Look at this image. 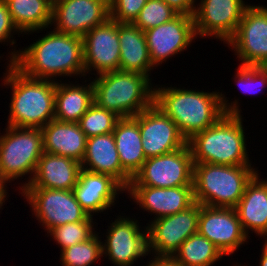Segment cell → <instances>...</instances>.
Returning a JSON list of instances; mask_svg holds the SVG:
<instances>
[{
    "label": "cell",
    "instance_id": "cell-1",
    "mask_svg": "<svg viewBox=\"0 0 267 266\" xmlns=\"http://www.w3.org/2000/svg\"><path fill=\"white\" fill-rule=\"evenodd\" d=\"M22 50L9 53V64L30 78L55 81L59 76L86 77L82 37L53 29Z\"/></svg>",
    "mask_w": 267,
    "mask_h": 266
},
{
    "label": "cell",
    "instance_id": "cell-2",
    "mask_svg": "<svg viewBox=\"0 0 267 266\" xmlns=\"http://www.w3.org/2000/svg\"><path fill=\"white\" fill-rule=\"evenodd\" d=\"M155 86L154 104L176 123L186 140L212 126L224 114L241 115L238 101L229 103L220 92Z\"/></svg>",
    "mask_w": 267,
    "mask_h": 266
},
{
    "label": "cell",
    "instance_id": "cell-3",
    "mask_svg": "<svg viewBox=\"0 0 267 266\" xmlns=\"http://www.w3.org/2000/svg\"><path fill=\"white\" fill-rule=\"evenodd\" d=\"M4 86L12 90L8 125L20 128H43L55 119L56 81L33 79L8 63Z\"/></svg>",
    "mask_w": 267,
    "mask_h": 266
},
{
    "label": "cell",
    "instance_id": "cell-4",
    "mask_svg": "<svg viewBox=\"0 0 267 266\" xmlns=\"http://www.w3.org/2000/svg\"><path fill=\"white\" fill-rule=\"evenodd\" d=\"M242 122L241 115L224 114L212 126L194 134L187 140L194 163L252 165Z\"/></svg>",
    "mask_w": 267,
    "mask_h": 266
},
{
    "label": "cell",
    "instance_id": "cell-5",
    "mask_svg": "<svg viewBox=\"0 0 267 266\" xmlns=\"http://www.w3.org/2000/svg\"><path fill=\"white\" fill-rule=\"evenodd\" d=\"M147 75L110 71L96 75L94 103L120 118L132 117L154 104V85Z\"/></svg>",
    "mask_w": 267,
    "mask_h": 266
},
{
    "label": "cell",
    "instance_id": "cell-6",
    "mask_svg": "<svg viewBox=\"0 0 267 266\" xmlns=\"http://www.w3.org/2000/svg\"><path fill=\"white\" fill-rule=\"evenodd\" d=\"M257 172L251 165L194 163V200L211 207L235 208Z\"/></svg>",
    "mask_w": 267,
    "mask_h": 266
},
{
    "label": "cell",
    "instance_id": "cell-7",
    "mask_svg": "<svg viewBox=\"0 0 267 266\" xmlns=\"http://www.w3.org/2000/svg\"><path fill=\"white\" fill-rule=\"evenodd\" d=\"M0 135V170L11 183L17 178L29 175L27 182L19 190L28 185L35 174L43 149L41 128H20L7 126Z\"/></svg>",
    "mask_w": 267,
    "mask_h": 266
},
{
    "label": "cell",
    "instance_id": "cell-8",
    "mask_svg": "<svg viewBox=\"0 0 267 266\" xmlns=\"http://www.w3.org/2000/svg\"><path fill=\"white\" fill-rule=\"evenodd\" d=\"M21 191L47 232L67 223L94 220L77 202L73 190L22 188Z\"/></svg>",
    "mask_w": 267,
    "mask_h": 266
},
{
    "label": "cell",
    "instance_id": "cell-9",
    "mask_svg": "<svg viewBox=\"0 0 267 266\" xmlns=\"http://www.w3.org/2000/svg\"><path fill=\"white\" fill-rule=\"evenodd\" d=\"M194 161L188 144L178 150L148 158L129 186H193Z\"/></svg>",
    "mask_w": 267,
    "mask_h": 266
},
{
    "label": "cell",
    "instance_id": "cell-10",
    "mask_svg": "<svg viewBox=\"0 0 267 266\" xmlns=\"http://www.w3.org/2000/svg\"><path fill=\"white\" fill-rule=\"evenodd\" d=\"M200 203L173 215L154 219L148 223V252L153 256H173L180 245L198 233Z\"/></svg>",
    "mask_w": 267,
    "mask_h": 266
},
{
    "label": "cell",
    "instance_id": "cell-11",
    "mask_svg": "<svg viewBox=\"0 0 267 266\" xmlns=\"http://www.w3.org/2000/svg\"><path fill=\"white\" fill-rule=\"evenodd\" d=\"M241 61L240 66H262L267 62V7L245 9L233 37L226 43Z\"/></svg>",
    "mask_w": 267,
    "mask_h": 266
},
{
    "label": "cell",
    "instance_id": "cell-12",
    "mask_svg": "<svg viewBox=\"0 0 267 266\" xmlns=\"http://www.w3.org/2000/svg\"><path fill=\"white\" fill-rule=\"evenodd\" d=\"M119 216L108 226L106 240L102 242L103 255L114 266H132L138 258L149 254L147 227L143 231L137 219Z\"/></svg>",
    "mask_w": 267,
    "mask_h": 266
},
{
    "label": "cell",
    "instance_id": "cell-13",
    "mask_svg": "<svg viewBox=\"0 0 267 266\" xmlns=\"http://www.w3.org/2000/svg\"><path fill=\"white\" fill-rule=\"evenodd\" d=\"M248 6L243 0H201L193 16L196 36H214L226 44Z\"/></svg>",
    "mask_w": 267,
    "mask_h": 266
},
{
    "label": "cell",
    "instance_id": "cell-14",
    "mask_svg": "<svg viewBox=\"0 0 267 266\" xmlns=\"http://www.w3.org/2000/svg\"><path fill=\"white\" fill-rule=\"evenodd\" d=\"M108 18L109 0H62L53 6L51 25L60 33L83 38Z\"/></svg>",
    "mask_w": 267,
    "mask_h": 266
},
{
    "label": "cell",
    "instance_id": "cell-15",
    "mask_svg": "<svg viewBox=\"0 0 267 266\" xmlns=\"http://www.w3.org/2000/svg\"><path fill=\"white\" fill-rule=\"evenodd\" d=\"M139 123L146 159L160 156L187 145L176 123L155 104L133 116Z\"/></svg>",
    "mask_w": 267,
    "mask_h": 266
},
{
    "label": "cell",
    "instance_id": "cell-16",
    "mask_svg": "<svg viewBox=\"0 0 267 266\" xmlns=\"http://www.w3.org/2000/svg\"><path fill=\"white\" fill-rule=\"evenodd\" d=\"M198 233L211 241L224 256L233 254L249 239L235 208L200 206Z\"/></svg>",
    "mask_w": 267,
    "mask_h": 266
},
{
    "label": "cell",
    "instance_id": "cell-17",
    "mask_svg": "<svg viewBox=\"0 0 267 266\" xmlns=\"http://www.w3.org/2000/svg\"><path fill=\"white\" fill-rule=\"evenodd\" d=\"M145 32L150 60L154 67L191 45L197 38L193 16L178 14L172 20Z\"/></svg>",
    "mask_w": 267,
    "mask_h": 266
},
{
    "label": "cell",
    "instance_id": "cell-18",
    "mask_svg": "<svg viewBox=\"0 0 267 266\" xmlns=\"http://www.w3.org/2000/svg\"><path fill=\"white\" fill-rule=\"evenodd\" d=\"M85 76L95 70L97 75L119 71L120 43L118 22L108 18L83 37ZM93 68V69H92Z\"/></svg>",
    "mask_w": 267,
    "mask_h": 266
},
{
    "label": "cell",
    "instance_id": "cell-19",
    "mask_svg": "<svg viewBox=\"0 0 267 266\" xmlns=\"http://www.w3.org/2000/svg\"><path fill=\"white\" fill-rule=\"evenodd\" d=\"M126 191L140 208L156 215L153 219L184 211L195 203L193 186H129Z\"/></svg>",
    "mask_w": 267,
    "mask_h": 266
},
{
    "label": "cell",
    "instance_id": "cell-20",
    "mask_svg": "<svg viewBox=\"0 0 267 266\" xmlns=\"http://www.w3.org/2000/svg\"><path fill=\"white\" fill-rule=\"evenodd\" d=\"M126 189L112 176L81 169L73 193L82 209L93 217L114 206L116 198ZM93 214V215H92Z\"/></svg>",
    "mask_w": 267,
    "mask_h": 266
},
{
    "label": "cell",
    "instance_id": "cell-21",
    "mask_svg": "<svg viewBox=\"0 0 267 266\" xmlns=\"http://www.w3.org/2000/svg\"><path fill=\"white\" fill-rule=\"evenodd\" d=\"M81 167L90 172L110 175L125 189L132 180L122 169L113 133L87 138Z\"/></svg>",
    "mask_w": 267,
    "mask_h": 266
},
{
    "label": "cell",
    "instance_id": "cell-22",
    "mask_svg": "<svg viewBox=\"0 0 267 266\" xmlns=\"http://www.w3.org/2000/svg\"><path fill=\"white\" fill-rule=\"evenodd\" d=\"M81 169V163L72 158L44 152L32 181L23 188L73 190Z\"/></svg>",
    "mask_w": 267,
    "mask_h": 266
},
{
    "label": "cell",
    "instance_id": "cell-23",
    "mask_svg": "<svg viewBox=\"0 0 267 266\" xmlns=\"http://www.w3.org/2000/svg\"><path fill=\"white\" fill-rule=\"evenodd\" d=\"M259 175L257 172L248 182L235 210L247 236L251 230L267 239V180Z\"/></svg>",
    "mask_w": 267,
    "mask_h": 266
},
{
    "label": "cell",
    "instance_id": "cell-24",
    "mask_svg": "<svg viewBox=\"0 0 267 266\" xmlns=\"http://www.w3.org/2000/svg\"><path fill=\"white\" fill-rule=\"evenodd\" d=\"M44 152L82 162L87 137L78 123L51 120L42 129Z\"/></svg>",
    "mask_w": 267,
    "mask_h": 266
},
{
    "label": "cell",
    "instance_id": "cell-25",
    "mask_svg": "<svg viewBox=\"0 0 267 266\" xmlns=\"http://www.w3.org/2000/svg\"><path fill=\"white\" fill-rule=\"evenodd\" d=\"M120 43L119 70L136 72L150 77L154 66L150 60L145 32L133 23H118Z\"/></svg>",
    "mask_w": 267,
    "mask_h": 266
},
{
    "label": "cell",
    "instance_id": "cell-26",
    "mask_svg": "<svg viewBox=\"0 0 267 266\" xmlns=\"http://www.w3.org/2000/svg\"><path fill=\"white\" fill-rule=\"evenodd\" d=\"M112 133L122 169L133 179L147 160L139 123L133 116L119 118Z\"/></svg>",
    "mask_w": 267,
    "mask_h": 266
},
{
    "label": "cell",
    "instance_id": "cell-27",
    "mask_svg": "<svg viewBox=\"0 0 267 266\" xmlns=\"http://www.w3.org/2000/svg\"><path fill=\"white\" fill-rule=\"evenodd\" d=\"M94 103L92 81L85 85L56 81L55 119L61 122L78 123Z\"/></svg>",
    "mask_w": 267,
    "mask_h": 266
},
{
    "label": "cell",
    "instance_id": "cell-28",
    "mask_svg": "<svg viewBox=\"0 0 267 266\" xmlns=\"http://www.w3.org/2000/svg\"><path fill=\"white\" fill-rule=\"evenodd\" d=\"M11 19L22 34L43 31L52 25L53 6L47 0H5ZM50 25V27H49Z\"/></svg>",
    "mask_w": 267,
    "mask_h": 266
},
{
    "label": "cell",
    "instance_id": "cell-29",
    "mask_svg": "<svg viewBox=\"0 0 267 266\" xmlns=\"http://www.w3.org/2000/svg\"><path fill=\"white\" fill-rule=\"evenodd\" d=\"M173 257L183 266H213L224 255L211 241L196 233L180 245Z\"/></svg>",
    "mask_w": 267,
    "mask_h": 266
},
{
    "label": "cell",
    "instance_id": "cell-30",
    "mask_svg": "<svg viewBox=\"0 0 267 266\" xmlns=\"http://www.w3.org/2000/svg\"><path fill=\"white\" fill-rule=\"evenodd\" d=\"M99 233L88 240L61 250L60 264L62 266H90L103 256L102 241Z\"/></svg>",
    "mask_w": 267,
    "mask_h": 266
},
{
    "label": "cell",
    "instance_id": "cell-31",
    "mask_svg": "<svg viewBox=\"0 0 267 266\" xmlns=\"http://www.w3.org/2000/svg\"><path fill=\"white\" fill-rule=\"evenodd\" d=\"M120 117L93 103L78 124L87 138L112 133Z\"/></svg>",
    "mask_w": 267,
    "mask_h": 266
},
{
    "label": "cell",
    "instance_id": "cell-32",
    "mask_svg": "<svg viewBox=\"0 0 267 266\" xmlns=\"http://www.w3.org/2000/svg\"><path fill=\"white\" fill-rule=\"evenodd\" d=\"M94 224L93 221L71 222L52 228L47 234L49 233L54 241L61 246L60 250H63L91 238L96 233L93 228Z\"/></svg>",
    "mask_w": 267,
    "mask_h": 266
},
{
    "label": "cell",
    "instance_id": "cell-33",
    "mask_svg": "<svg viewBox=\"0 0 267 266\" xmlns=\"http://www.w3.org/2000/svg\"><path fill=\"white\" fill-rule=\"evenodd\" d=\"M178 14L163 0H148L133 24L146 31L172 20Z\"/></svg>",
    "mask_w": 267,
    "mask_h": 266
},
{
    "label": "cell",
    "instance_id": "cell-34",
    "mask_svg": "<svg viewBox=\"0 0 267 266\" xmlns=\"http://www.w3.org/2000/svg\"><path fill=\"white\" fill-rule=\"evenodd\" d=\"M234 81L243 93L258 94L267 86V72L261 66H238ZM241 91V92H242Z\"/></svg>",
    "mask_w": 267,
    "mask_h": 266
},
{
    "label": "cell",
    "instance_id": "cell-35",
    "mask_svg": "<svg viewBox=\"0 0 267 266\" xmlns=\"http://www.w3.org/2000/svg\"><path fill=\"white\" fill-rule=\"evenodd\" d=\"M148 0H109L110 18L118 23H134Z\"/></svg>",
    "mask_w": 267,
    "mask_h": 266
},
{
    "label": "cell",
    "instance_id": "cell-36",
    "mask_svg": "<svg viewBox=\"0 0 267 266\" xmlns=\"http://www.w3.org/2000/svg\"><path fill=\"white\" fill-rule=\"evenodd\" d=\"M14 32L20 33L11 19L7 2L5 0H0V42L9 41L10 46L12 45L11 47H13V45L16 44L12 35Z\"/></svg>",
    "mask_w": 267,
    "mask_h": 266
},
{
    "label": "cell",
    "instance_id": "cell-37",
    "mask_svg": "<svg viewBox=\"0 0 267 266\" xmlns=\"http://www.w3.org/2000/svg\"><path fill=\"white\" fill-rule=\"evenodd\" d=\"M179 14L194 16L197 6L194 4L197 0H163Z\"/></svg>",
    "mask_w": 267,
    "mask_h": 266
},
{
    "label": "cell",
    "instance_id": "cell-38",
    "mask_svg": "<svg viewBox=\"0 0 267 266\" xmlns=\"http://www.w3.org/2000/svg\"><path fill=\"white\" fill-rule=\"evenodd\" d=\"M155 257V258H154ZM146 266H183L173 256H154Z\"/></svg>",
    "mask_w": 267,
    "mask_h": 266
},
{
    "label": "cell",
    "instance_id": "cell-39",
    "mask_svg": "<svg viewBox=\"0 0 267 266\" xmlns=\"http://www.w3.org/2000/svg\"><path fill=\"white\" fill-rule=\"evenodd\" d=\"M10 183L1 173L0 170V209H2L3 203L5 204V198L8 197L7 196V184Z\"/></svg>",
    "mask_w": 267,
    "mask_h": 266
},
{
    "label": "cell",
    "instance_id": "cell-40",
    "mask_svg": "<svg viewBox=\"0 0 267 266\" xmlns=\"http://www.w3.org/2000/svg\"><path fill=\"white\" fill-rule=\"evenodd\" d=\"M262 254H261V259L259 262L260 266H267V239H265V243L262 247Z\"/></svg>",
    "mask_w": 267,
    "mask_h": 266
},
{
    "label": "cell",
    "instance_id": "cell-41",
    "mask_svg": "<svg viewBox=\"0 0 267 266\" xmlns=\"http://www.w3.org/2000/svg\"><path fill=\"white\" fill-rule=\"evenodd\" d=\"M52 6H54L56 3L62 1V0H47Z\"/></svg>",
    "mask_w": 267,
    "mask_h": 266
},
{
    "label": "cell",
    "instance_id": "cell-42",
    "mask_svg": "<svg viewBox=\"0 0 267 266\" xmlns=\"http://www.w3.org/2000/svg\"><path fill=\"white\" fill-rule=\"evenodd\" d=\"M267 72V62L261 66Z\"/></svg>",
    "mask_w": 267,
    "mask_h": 266
}]
</instances>
